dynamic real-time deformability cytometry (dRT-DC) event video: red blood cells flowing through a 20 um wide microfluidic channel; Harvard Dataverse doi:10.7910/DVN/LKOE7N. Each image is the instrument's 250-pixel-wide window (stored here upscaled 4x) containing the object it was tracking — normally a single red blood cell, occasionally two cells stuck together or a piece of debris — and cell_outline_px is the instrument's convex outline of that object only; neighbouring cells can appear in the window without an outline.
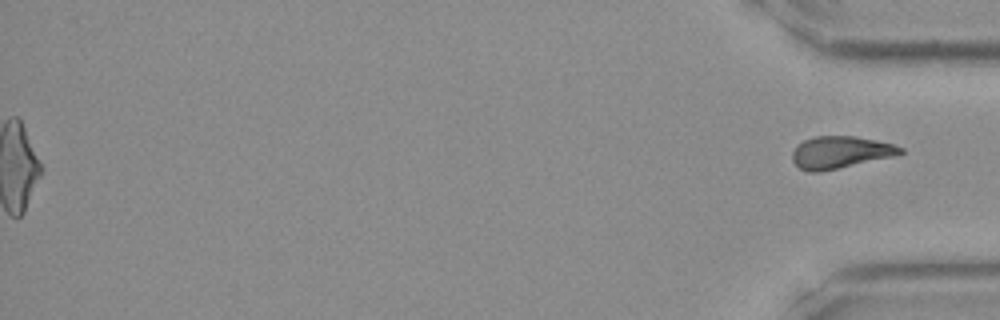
{"species": "Egyptian fruit bat (a non-hibernating species)", "species_latin": "Rousettus aegyptiacus", "temperature_condition": "room temperature", "stored_images_in_passage": 42, "segment_of_instrument_passage": [2, 2], "camera_frame_rate_fps": 3000, "um_per_image_px": 0.085, "frame": {"image": 1, "passage_image": 42, "time_ms": 13.667, "image_size_px": [1000, 320], "cell_outline_px": [[904, 152], [896, 156], [820, 172], [808, 172], [800, 168], [792, 160], [792, 152], [796, 144], [804, 140], [816, 136], [856, 136], [876, 140], [892, 144], [904, 148]], "centroid_in_image_um": [71.43, 12.95], "position_along_channel_um": 363.8, "area_um2": 20.4}}